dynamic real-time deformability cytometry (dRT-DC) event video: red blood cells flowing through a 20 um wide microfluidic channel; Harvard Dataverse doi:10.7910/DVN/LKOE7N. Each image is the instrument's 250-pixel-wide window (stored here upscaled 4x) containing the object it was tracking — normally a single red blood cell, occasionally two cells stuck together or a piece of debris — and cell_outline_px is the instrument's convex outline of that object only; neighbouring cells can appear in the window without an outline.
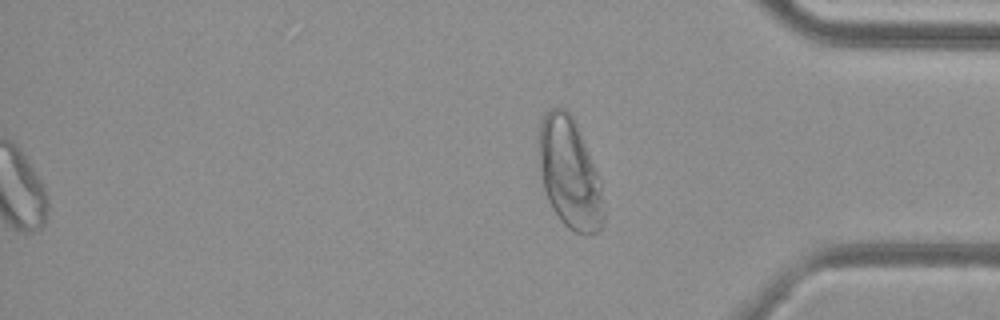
{"species": "common noctule bat (a hibernating species)", "species_latin": "Nyctalus noctula", "temperature_condition": "cold", "stored_images_in_passage": 48, "segment_of_instrument_passage": [2, 2], "camera_frame_rate_fps": 3000, "um_per_image_px": 0.085, "animal": {"sex": "female", "body_mass_g": 29.2, "forearm_length_mm": 56.3}, "frame": {"image": 1, "passage_image": 48, "time_ms": 15.667, "image_size_px": [1000, 320], "cell_outline_px": [[604, 228], [596, 232], [584, 236], [568, 228], [560, 220], [552, 208], [548, 200], [544, 188], [540, 172], [540, 120], [552, 108], [564, 108], [572, 116], [576, 124], [600, 180], [604, 212]], "centroid_in_image_um": [48.43, 14.81], "position_along_channel_um": 386.8, "area_um2": 41.21}}